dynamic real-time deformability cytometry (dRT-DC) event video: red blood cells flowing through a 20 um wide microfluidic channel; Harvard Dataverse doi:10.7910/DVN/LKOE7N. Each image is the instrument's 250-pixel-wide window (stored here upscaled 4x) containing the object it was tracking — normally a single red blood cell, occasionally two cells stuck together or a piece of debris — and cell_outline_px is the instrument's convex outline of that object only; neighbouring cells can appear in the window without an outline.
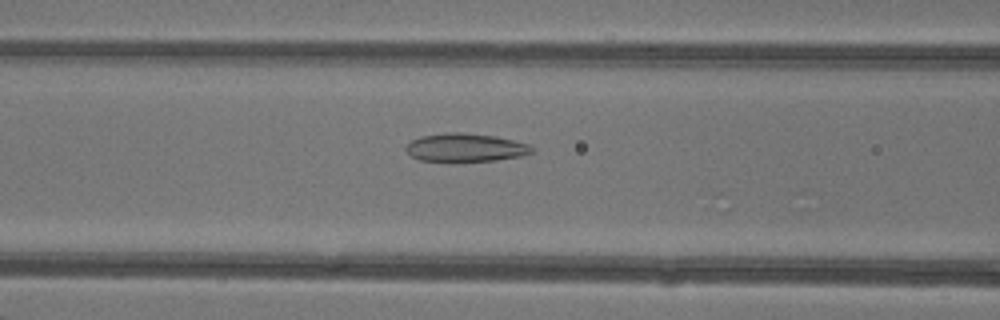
{"species": "common noctule bat (a hibernating species)", "species_latin": "Nyctalus noctula", "temperature_condition": "warm", "stored_images_in_passage": 24, "camera_frame_rate_fps": 3000, "um_per_image_px": 0.085, "animal": {"sex": "female"}, "frame": {"image": 1, "passage_image": 8, "time_ms": 2.333, "image_size_px": [1000, 320], "cell_outline_px": [[536, 152], [524, 156], [496, 160], [456, 164], [452, 164], [420, 160], [412, 156], [404, 148], [412, 140], [420, 136], [448, 132], [464, 132], [496, 136], [532, 144], [536, 148]], "centroid_in_image_um": [39.63, 12.58], "position_along_channel_um": 127.0, "area_um2": 21.96}}
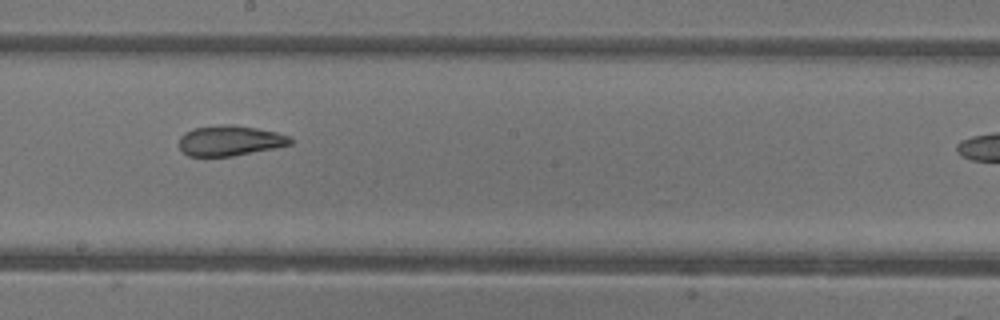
{"frame": {"image": 2, "passage_image": 15, "time_ms": 4.667, "image_size_px": [1000, 320], "cell_outline_px": [[292, 144], [232, 156], [188, 156], [180, 148], [180, 136], [184, 132], [196, 128], [224, 124], [232, 124], [256, 128], [276, 132], [288, 136], [292, 140]], "centroid_in_image_um": [19.52, 11.95], "position_along_channel_um": 228.7, "area_um2": 19.36}}
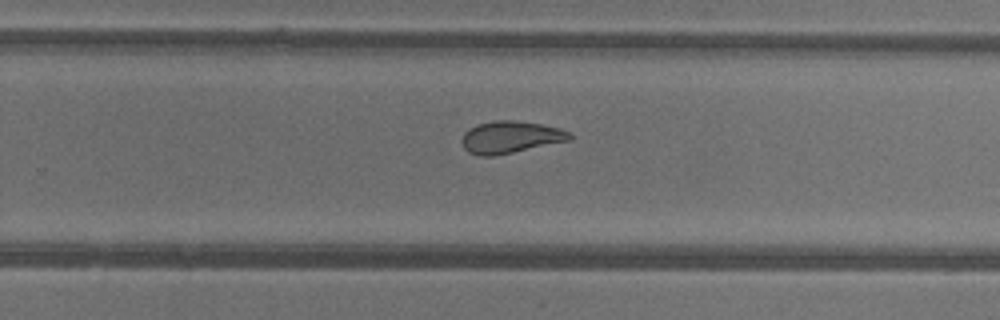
{"frame": {"image": 3, "passage_image": 19, "time_ms": 6.0, "image_size_px": [1000, 320], "cell_outline_px": [[572, 140], [492, 156], [480, 156], [468, 152], [464, 148], [460, 140], [464, 132], [476, 124], [496, 120], [516, 120], [540, 124], [560, 128], [568, 132], [572, 136]], "centroid_in_image_um": [43.36, 11.65], "position_along_channel_um": 286.4, "area_um2": 20.17}}